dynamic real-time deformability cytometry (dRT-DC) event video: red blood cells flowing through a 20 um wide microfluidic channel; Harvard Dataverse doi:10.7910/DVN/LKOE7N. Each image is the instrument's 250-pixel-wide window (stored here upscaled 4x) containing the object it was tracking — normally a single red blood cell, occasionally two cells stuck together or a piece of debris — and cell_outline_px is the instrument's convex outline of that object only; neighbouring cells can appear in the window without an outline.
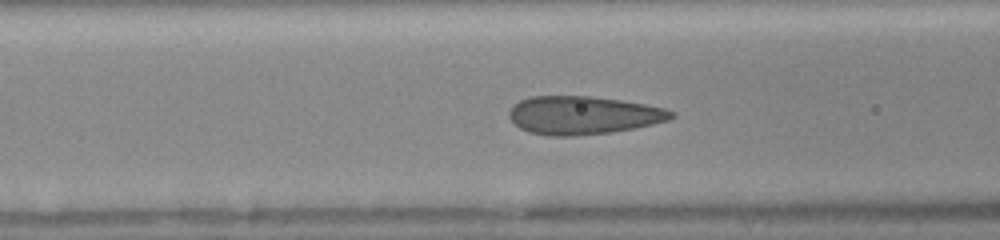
{"species": "human", "species_latin": "Homo sapiens", "temperature_condition": "room temperature", "stored_images_in_passage": 28, "camera_frame_rate_fps": 3000, "um_per_image_px": 0.085, "donor": {"sex": "female"}, "frame": {"image": 1, "passage_image": 7, "time_ms": 2.0, "image_size_px": [1000, 240], "cell_outline_px": [[676, 116], [668, 120], [652, 124], [612, 132], [572, 136], [548, 136], [528, 132], [520, 128], [508, 116], [508, 112], [520, 100], [532, 96], [588, 96], [620, 100], [644, 104], [664, 108], [676, 112]], "centroid_in_image_um": [49.57, 9.8], "position_along_channel_um": 117.0, "area_um2": 35.95}}
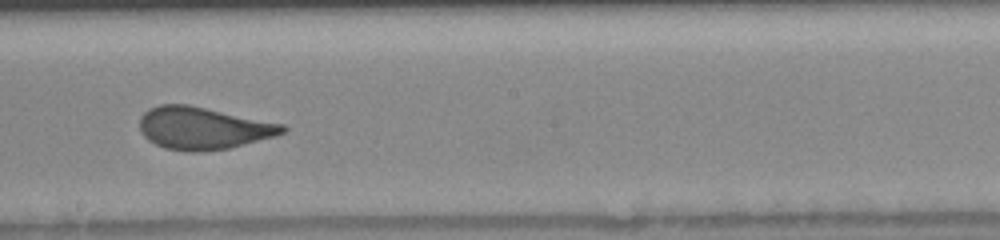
{"frame": {"image": 2, "passage_image": 15, "time_ms": 4.667, "image_size_px": [1000, 240], "cell_outline_px": [[288, 128], [284, 132], [276, 136], [228, 148], [200, 152], [184, 152], [164, 148], [148, 140], [140, 132], [140, 116], [148, 108], [160, 104], [188, 104], [284, 124]], "centroid_in_image_um": [17.23, 10.89], "position_along_channel_um": 231.0, "area_um2": 35.43}}
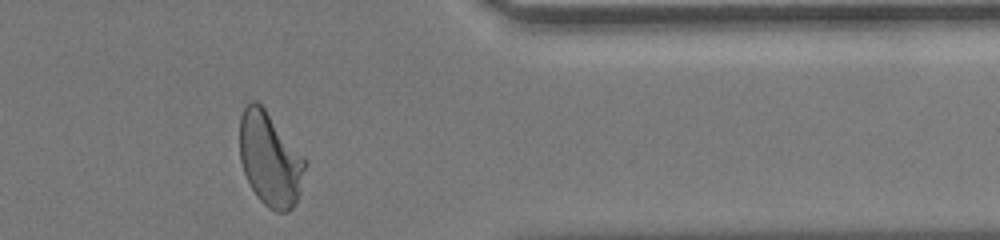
{"frame": {"image": 3, "passage_image": 27, "time_ms": 8.667, "image_size_px": [1000, 240], "cell_outline_px": [[308, 164], [300, 192], [292, 208], [288, 212], [276, 212], [268, 208], [256, 196], [244, 172], [240, 160], [240, 116], [244, 108], [252, 100], [256, 100], [264, 108], [308, 160]], "centroid_in_image_um": [22.98, 13.55], "position_along_channel_um": 388.4, "area_um2": 35.95}}